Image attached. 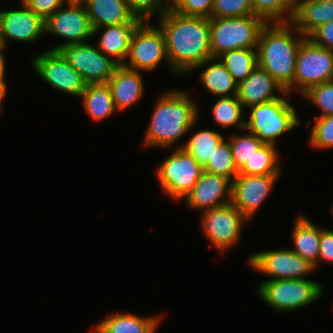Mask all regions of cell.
I'll use <instances>...</instances> for the list:
<instances>
[{
	"label": "cell",
	"mask_w": 333,
	"mask_h": 333,
	"mask_svg": "<svg viewBox=\"0 0 333 333\" xmlns=\"http://www.w3.org/2000/svg\"><path fill=\"white\" fill-rule=\"evenodd\" d=\"M228 140L231 146L234 163L238 171L246 162H249L254 152L264 144L254 134L249 132L243 135H231Z\"/></svg>",
	"instance_id": "obj_33"
},
{
	"label": "cell",
	"mask_w": 333,
	"mask_h": 333,
	"mask_svg": "<svg viewBox=\"0 0 333 333\" xmlns=\"http://www.w3.org/2000/svg\"><path fill=\"white\" fill-rule=\"evenodd\" d=\"M201 67H206V69L200 73V80L202 86L210 94L220 97L237 95L238 84L219 58H210L193 70L200 69Z\"/></svg>",
	"instance_id": "obj_25"
},
{
	"label": "cell",
	"mask_w": 333,
	"mask_h": 333,
	"mask_svg": "<svg viewBox=\"0 0 333 333\" xmlns=\"http://www.w3.org/2000/svg\"><path fill=\"white\" fill-rule=\"evenodd\" d=\"M305 38L290 22L266 23L259 34L258 65L289 94L294 90L297 52Z\"/></svg>",
	"instance_id": "obj_2"
},
{
	"label": "cell",
	"mask_w": 333,
	"mask_h": 333,
	"mask_svg": "<svg viewBox=\"0 0 333 333\" xmlns=\"http://www.w3.org/2000/svg\"><path fill=\"white\" fill-rule=\"evenodd\" d=\"M237 84L243 82L258 66L257 49H236L218 57Z\"/></svg>",
	"instance_id": "obj_27"
},
{
	"label": "cell",
	"mask_w": 333,
	"mask_h": 333,
	"mask_svg": "<svg viewBox=\"0 0 333 333\" xmlns=\"http://www.w3.org/2000/svg\"><path fill=\"white\" fill-rule=\"evenodd\" d=\"M292 236L295 248L291 250L306 259L316 270L318 268L321 228L315 226L307 217L299 215L293 227Z\"/></svg>",
	"instance_id": "obj_24"
},
{
	"label": "cell",
	"mask_w": 333,
	"mask_h": 333,
	"mask_svg": "<svg viewBox=\"0 0 333 333\" xmlns=\"http://www.w3.org/2000/svg\"><path fill=\"white\" fill-rule=\"evenodd\" d=\"M92 29L123 23H141L126 0H83Z\"/></svg>",
	"instance_id": "obj_20"
},
{
	"label": "cell",
	"mask_w": 333,
	"mask_h": 333,
	"mask_svg": "<svg viewBox=\"0 0 333 333\" xmlns=\"http://www.w3.org/2000/svg\"><path fill=\"white\" fill-rule=\"evenodd\" d=\"M333 20V0H297L290 23L305 37Z\"/></svg>",
	"instance_id": "obj_21"
},
{
	"label": "cell",
	"mask_w": 333,
	"mask_h": 333,
	"mask_svg": "<svg viewBox=\"0 0 333 333\" xmlns=\"http://www.w3.org/2000/svg\"><path fill=\"white\" fill-rule=\"evenodd\" d=\"M45 21L46 33L64 38V43L53 47L51 50L77 43H85L93 36V29L83 2L67 1Z\"/></svg>",
	"instance_id": "obj_13"
},
{
	"label": "cell",
	"mask_w": 333,
	"mask_h": 333,
	"mask_svg": "<svg viewBox=\"0 0 333 333\" xmlns=\"http://www.w3.org/2000/svg\"><path fill=\"white\" fill-rule=\"evenodd\" d=\"M248 263L255 271L272 280L305 279L315 267L290 248L260 251L250 255Z\"/></svg>",
	"instance_id": "obj_12"
},
{
	"label": "cell",
	"mask_w": 333,
	"mask_h": 333,
	"mask_svg": "<svg viewBox=\"0 0 333 333\" xmlns=\"http://www.w3.org/2000/svg\"><path fill=\"white\" fill-rule=\"evenodd\" d=\"M244 107L237 96L220 97L212 105V117L220 127L236 126L245 129Z\"/></svg>",
	"instance_id": "obj_30"
},
{
	"label": "cell",
	"mask_w": 333,
	"mask_h": 333,
	"mask_svg": "<svg viewBox=\"0 0 333 333\" xmlns=\"http://www.w3.org/2000/svg\"><path fill=\"white\" fill-rule=\"evenodd\" d=\"M129 63L123 66L137 71H153L167 61L165 37L159 26H151L148 21L141 22L134 30L128 52Z\"/></svg>",
	"instance_id": "obj_10"
},
{
	"label": "cell",
	"mask_w": 333,
	"mask_h": 333,
	"mask_svg": "<svg viewBox=\"0 0 333 333\" xmlns=\"http://www.w3.org/2000/svg\"><path fill=\"white\" fill-rule=\"evenodd\" d=\"M37 75L56 90L66 95L81 97L86 83L60 50H48L33 58Z\"/></svg>",
	"instance_id": "obj_11"
},
{
	"label": "cell",
	"mask_w": 333,
	"mask_h": 333,
	"mask_svg": "<svg viewBox=\"0 0 333 333\" xmlns=\"http://www.w3.org/2000/svg\"><path fill=\"white\" fill-rule=\"evenodd\" d=\"M21 2L46 21L65 5L67 0H21Z\"/></svg>",
	"instance_id": "obj_39"
},
{
	"label": "cell",
	"mask_w": 333,
	"mask_h": 333,
	"mask_svg": "<svg viewBox=\"0 0 333 333\" xmlns=\"http://www.w3.org/2000/svg\"><path fill=\"white\" fill-rule=\"evenodd\" d=\"M20 9L0 11V38L7 47L8 40L34 42L45 34V20L23 3Z\"/></svg>",
	"instance_id": "obj_16"
},
{
	"label": "cell",
	"mask_w": 333,
	"mask_h": 333,
	"mask_svg": "<svg viewBox=\"0 0 333 333\" xmlns=\"http://www.w3.org/2000/svg\"><path fill=\"white\" fill-rule=\"evenodd\" d=\"M275 92H279L280 95L276 96ZM285 93L283 87L258 65L243 82L238 84L236 96L244 108H249L281 98Z\"/></svg>",
	"instance_id": "obj_18"
},
{
	"label": "cell",
	"mask_w": 333,
	"mask_h": 333,
	"mask_svg": "<svg viewBox=\"0 0 333 333\" xmlns=\"http://www.w3.org/2000/svg\"><path fill=\"white\" fill-rule=\"evenodd\" d=\"M141 71L118 65L108 81L116 109L124 111L138 102L144 92Z\"/></svg>",
	"instance_id": "obj_19"
},
{
	"label": "cell",
	"mask_w": 333,
	"mask_h": 333,
	"mask_svg": "<svg viewBox=\"0 0 333 333\" xmlns=\"http://www.w3.org/2000/svg\"><path fill=\"white\" fill-rule=\"evenodd\" d=\"M131 13L142 22L150 21V18L158 12L161 17L171 8V0H126ZM156 12V13H155ZM153 15V16H152Z\"/></svg>",
	"instance_id": "obj_35"
},
{
	"label": "cell",
	"mask_w": 333,
	"mask_h": 333,
	"mask_svg": "<svg viewBox=\"0 0 333 333\" xmlns=\"http://www.w3.org/2000/svg\"><path fill=\"white\" fill-rule=\"evenodd\" d=\"M253 15L269 22H290L297 0H251Z\"/></svg>",
	"instance_id": "obj_31"
},
{
	"label": "cell",
	"mask_w": 333,
	"mask_h": 333,
	"mask_svg": "<svg viewBox=\"0 0 333 333\" xmlns=\"http://www.w3.org/2000/svg\"><path fill=\"white\" fill-rule=\"evenodd\" d=\"M289 93L281 98L249 107V119H245V129L254 134L264 144H276V139L285 132L292 131L300 120L297 112L287 99Z\"/></svg>",
	"instance_id": "obj_5"
},
{
	"label": "cell",
	"mask_w": 333,
	"mask_h": 333,
	"mask_svg": "<svg viewBox=\"0 0 333 333\" xmlns=\"http://www.w3.org/2000/svg\"><path fill=\"white\" fill-rule=\"evenodd\" d=\"M301 96L321 110L320 116L333 115V81L324 82L309 88Z\"/></svg>",
	"instance_id": "obj_34"
},
{
	"label": "cell",
	"mask_w": 333,
	"mask_h": 333,
	"mask_svg": "<svg viewBox=\"0 0 333 333\" xmlns=\"http://www.w3.org/2000/svg\"><path fill=\"white\" fill-rule=\"evenodd\" d=\"M266 21L257 15L210 18V49L212 58L236 49H257L261 29Z\"/></svg>",
	"instance_id": "obj_4"
},
{
	"label": "cell",
	"mask_w": 333,
	"mask_h": 333,
	"mask_svg": "<svg viewBox=\"0 0 333 333\" xmlns=\"http://www.w3.org/2000/svg\"><path fill=\"white\" fill-rule=\"evenodd\" d=\"M260 298L278 312L293 311L317 301L323 286L311 279L266 280L257 289Z\"/></svg>",
	"instance_id": "obj_6"
},
{
	"label": "cell",
	"mask_w": 333,
	"mask_h": 333,
	"mask_svg": "<svg viewBox=\"0 0 333 333\" xmlns=\"http://www.w3.org/2000/svg\"><path fill=\"white\" fill-rule=\"evenodd\" d=\"M161 316L141 317L131 313L109 315L95 324L96 333H155Z\"/></svg>",
	"instance_id": "obj_23"
},
{
	"label": "cell",
	"mask_w": 333,
	"mask_h": 333,
	"mask_svg": "<svg viewBox=\"0 0 333 333\" xmlns=\"http://www.w3.org/2000/svg\"><path fill=\"white\" fill-rule=\"evenodd\" d=\"M333 262V233L330 229L321 228L318 265L322 262Z\"/></svg>",
	"instance_id": "obj_41"
},
{
	"label": "cell",
	"mask_w": 333,
	"mask_h": 333,
	"mask_svg": "<svg viewBox=\"0 0 333 333\" xmlns=\"http://www.w3.org/2000/svg\"><path fill=\"white\" fill-rule=\"evenodd\" d=\"M311 129L309 143L316 149L333 148V115L318 116Z\"/></svg>",
	"instance_id": "obj_36"
},
{
	"label": "cell",
	"mask_w": 333,
	"mask_h": 333,
	"mask_svg": "<svg viewBox=\"0 0 333 333\" xmlns=\"http://www.w3.org/2000/svg\"><path fill=\"white\" fill-rule=\"evenodd\" d=\"M331 211H332L331 213H332V216H333V205H332V207H331Z\"/></svg>",
	"instance_id": "obj_46"
},
{
	"label": "cell",
	"mask_w": 333,
	"mask_h": 333,
	"mask_svg": "<svg viewBox=\"0 0 333 333\" xmlns=\"http://www.w3.org/2000/svg\"><path fill=\"white\" fill-rule=\"evenodd\" d=\"M206 238L221 253L239 242L242 225L249 221L231 202L201 213Z\"/></svg>",
	"instance_id": "obj_9"
},
{
	"label": "cell",
	"mask_w": 333,
	"mask_h": 333,
	"mask_svg": "<svg viewBox=\"0 0 333 333\" xmlns=\"http://www.w3.org/2000/svg\"><path fill=\"white\" fill-rule=\"evenodd\" d=\"M81 97L87 114L94 121H102L118 111L108 83L86 85Z\"/></svg>",
	"instance_id": "obj_26"
},
{
	"label": "cell",
	"mask_w": 333,
	"mask_h": 333,
	"mask_svg": "<svg viewBox=\"0 0 333 333\" xmlns=\"http://www.w3.org/2000/svg\"><path fill=\"white\" fill-rule=\"evenodd\" d=\"M280 175H245L238 174L232 181L231 203L251 220Z\"/></svg>",
	"instance_id": "obj_15"
},
{
	"label": "cell",
	"mask_w": 333,
	"mask_h": 333,
	"mask_svg": "<svg viewBox=\"0 0 333 333\" xmlns=\"http://www.w3.org/2000/svg\"><path fill=\"white\" fill-rule=\"evenodd\" d=\"M214 0H171V8L185 16L211 18Z\"/></svg>",
	"instance_id": "obj_38"
},
{
	"label": "cell",
	"mask_w": 333,
	"mask_h": 333,
	"mask_svg": "<svg viewBox=\"0 0 333 333\" xmlns=\"http://www.w3.org/2000/svg\"><path fill=\"white\" fill-rule=\"evenodd\" d=\"M6 48L4 46H2L0 48V83H6L5 81V70H6V63H5V59H4V50Z\"/></svg>",
	"instance_id": "obj_42"
},
{
	"label": "cell",
	"mask_w": 333,
	"mask_h": 333,
	"mask_svg": "<svg viewBox=\"0 0 333 333\" xmlns=\"http://www.w3.org/2000/svg\"><path fill=\"white\" fill-rule=\"evenodd\" d=\"M333 52L314 44L305 38L297 52L294 75V89L299 94L309 88L332 80Z\"/></svg>",
	"instance_id": "obj_8"
},
{
	"label": "cell",
	"mask_w": 333,
	"mask_h": 333,
	"mask_svg": "<svg viewBox=\"0 0 333 333\" xmlns=\"http://www.w3.org/2000/svg\"><path fill=\"white\" fill-rule=\"evenodd\" d=\"M275 145L263 144L254 152L249 162L238 171L245 175H280L279 153Z\"/></svg>",
	"instance_id": "obj_28"
},
{
	"label": "cell",
	"mask_w": 333,
	"mask_h": 333,
	"mask_svg": "<svg viewBox=\"0 0 333 333\" xmlns=\"http://www.w3.org/2000/svg\"><path fill=\"white\" fill-rule=\"evenodd\" d=\"M71 66L88 84H105L118 64L88 42L70 44L60 49Z\"/></svg>",
	"instance_id": "obj_14"
},
{
	"label": "cell",
	"mask_w": 333,
	"mask_h": 333,
	"mask_svg": "<svg viewBox=\"0 0 333 333\" xmlns=\"http://www.w3.org/2000/svg\"><path fill=\"white\" fill-rule=\"evenodd\" d=\"M67 1L82 2L83 0H67Z\"/></svg>",
	"instance_id": "obj_44"
},
{
	"label": "cell",
	"mask_w": 333,
	"mask_h": 333,
	"mask_svg": "<svg viewBox=\"0 0 333 333\" xmlns=\"http://www.w3.org/2000/svg\"><path fill=\"white\" fill-rule=\"evenodd\" d=\"M253 14L251 0H214L211 18L241 17Z\"/></svg>",
	"instance_id": "obj_37"
},
{
	"label": "cell",
	"mask_w": 333,
	"mask_h": 333,
	"mask_svg": "<svg viewBox=\"0 0 333 333\" xmlns=\"http://www.w3.org/2000/svg\"><path fill=\"white\" fill-rule=\"evenodd\" d=\"M203 171V167L182 147H177L156 168L161 189L176 201H182L193 189Z\"/></svg>",
	"instance_id": "obj_7"
},
{
	"label": "cell",
	"mask_w": 333,
	"mask_h": 333,
	"mask_svg": "<svg viewBox=\"0 0 333 333\" xmlns=\"http://www.w3.org/2000/svg\"><path fill=\"white\" fill-rule=\"evenodd\" d=\"M184 199L190 209L201 212L226 205L232 199V180L203 171Z\"/></svg>",
	"instance_id": "obj_17"
},
{
	"label": "cell",
	"mask_w": 333,
	"mask_h": 333,
	"mask_svg": "<svg viewBox=\"0 0 333 333\" xmlns=\"http://www.w3.org/2000/svg\"><path fill=\"white\" fill-rule=\"evenodd\" d=\"M7 83H0V110L2 106V100L4 99L7 92Z\"/></svg>",
	"instance_id": "obj_43"
},
{
	"label": "cell",
	"mask_w": 333,
	"mask_h": 333,
	"mask_svg": "<svg viewBox=\"0 0 333 333\" xmlns=\"http://www.w3.org/2000/svg\"><path fill=\"white\" fill-rule=\"evenodd\" d=\"M159 19L171 71L187 74L212 58L208 18L185 16L170 8Z\"/></svg>",
	"instance_id": "obj_1"
},
{
	"label": "cell",
	"mask_w": 333,
	"mask_h": 333,
	"mask_svg": "<svg viewBox=\"0 0 333 333\" xmlns=\"http://www.w3.org/2000/svg\"><path fill=\"white\" fill-rule=\"evenodd\" d=\"M204 171L234 180L238 175L229 140H223L203 167Z\"/></svg>",
	"instance_id": "obj_32"
},
{
	"label": "cell",
	"mask_w": 333,
	"mask_h": 333,
	"mask_svg": "<svg viewBox=\"0 0 333 333\" xmlns=\"http://www.w3.org/2000/svg\"><path fill=\"white\" fill-rule=\"evenodd\" d=\"M224 140L219 132L213 130L197 131L189 138L185 145H180L185 149L202 167L214 154L218 145Z\"/></svg>",
	"instance_id": "obj_29"
},
{
	"label": "cell",
	"mask_w": 333,
	"mask_h": 333,
	"mask_svg": "<svg viewBox=\"0 0 333 333\" xmlns=\"http://www.w3.org/2000/svg\"><path fill=\"white\" fill-rule=\"evenodd\" d=\"M199 107L184 91L159 96L144 135L145 147L168 148L193 129Z\"/></svg>",
	"instance_id": "obj_3"
},
{
	"label": "cell",
	"mask_w": 333,
	"mask_h": 333,
	"mask_svg": "<svg viewBox=\"0 0 333 333\" xmlns=\"http://www.w3.org/2000/svg\"><path fill=\"white\" fill-rule=\"evenodd\" d=\"M307 38L317 46L333 52V20L318 27Z\"/></svg>",
	"instance_id": "obj_40"
},
{
	"label": "cell",
	"mask_w": 333,
	"mask_h": 333,
	"mask_svg": "<svg viewBox=\"0 0 333 333\" xmlns=\"http://www.w3.org/2000/svg\"><path fill=\"white\" fill-rule=\"evenodd\" d=\"M3 46L2 42H1V38H0V48Z\"/></svg>",
	"instance_id": "obj_45"
},
{
	"label": "cell",
	"mask_w": 333,
	"mask_h": 333,
	"mask_svg": "<svg viewBox=\"0 0 333 333\" xmlns=\"http://www.w3.org/2000/svg\"><path fill=\"white\" fill-rule=\"evenodd\" d=\"M139 24L123 23L93 29V36L104 30L96 42L97 48L118 65H123L128 56L132 34Z\"/></svg>",
	"instance_id": "obj_22"
}]
</instances>
